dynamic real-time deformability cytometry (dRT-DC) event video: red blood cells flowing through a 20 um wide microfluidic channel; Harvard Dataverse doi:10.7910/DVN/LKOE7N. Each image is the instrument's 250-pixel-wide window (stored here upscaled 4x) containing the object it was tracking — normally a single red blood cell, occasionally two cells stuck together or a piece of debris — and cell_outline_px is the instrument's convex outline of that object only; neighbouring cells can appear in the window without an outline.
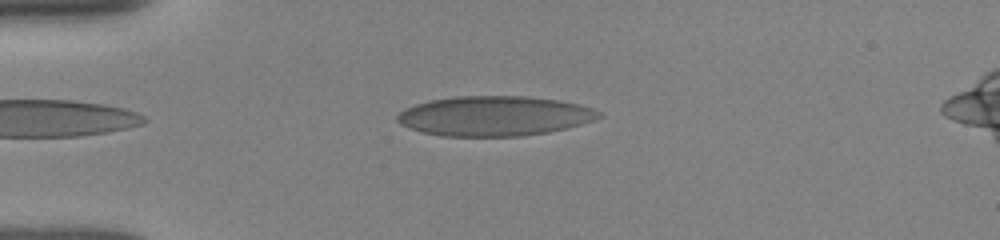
{"species": "human", "species_latin": "Homo sapiens", "temperature_condition": "room temperature", "stored_images_in_passage": 35, "camera_frame_rate_fps": 3000, "um_per_image_px": 0.085, "donor": {"sex": "female"}, "frame": {"image": 1, "passage_image": 2, "time_ms": 0.333, "image_size_px": [1000, 240], "cell_outline_px": [[604, 116], [580, 124], [548, 132], [520, 136], [440, 136], [420, 132], [408, 128], [400, 124], [396, 120], [396, 116], [404, 108], [416, 104], [432, 100], [456, 96], [524, 96], [556, 100], [580, 104], [592, 108], [600, 112]], "centroid_in_image_um": [41.98, 9.86], "position_along_channel_um": 43.0, "area_um2": 46.76}}
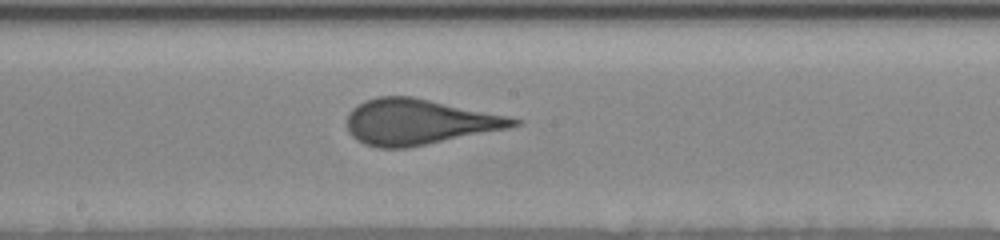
{"frame": {"image": 2, "passage_image": 17, "time_ms": 5.333, "image_size_px": [1000, 240], "cell_outline_px": [[524, 120], [520, 124], [512, 128], [408, 148], [376, 148], [364, 144], [356, 140], [348, 132], [348, 112], [352, 108], [364, 100], [376, 96], [412, 96], [508, 116]], "centroid_in_image_um": [35.61, 10.37], "position_along_channel_um": 212.6, "area_um2": 44.62}}
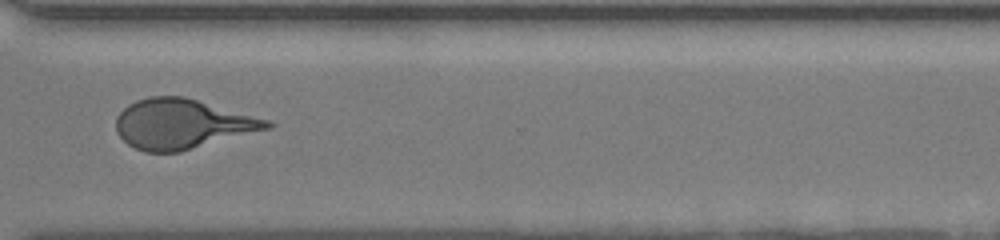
{"frame": {"image": 3, "passage_image": 28, "time_ms": 9.0, "image_size_px": [1000, 240], "cell_outline_px": [[276, 124], [272, 128], [180, 152], [144, 152], [128, 144], [116, 132], [116, 116], [128, 104], [136, 100], [148, 96], [184, 96], [268, 120]], "centroid_in_image_um": [15.47, 10.54], "position_along_channel_um": 355.1, "area_um2": 43.81}, "authors_computed_cell_mechanics": {"area_um2": 44.1592, "velocity_mm_per_s": 3.8972, "shape_relaxation_time_tau1_ms": 4.7993, "shape_relaxation_time_tau2_ms": null, "deformation_change_tau1": 0.1812, "deformation_change_tau2": null}}